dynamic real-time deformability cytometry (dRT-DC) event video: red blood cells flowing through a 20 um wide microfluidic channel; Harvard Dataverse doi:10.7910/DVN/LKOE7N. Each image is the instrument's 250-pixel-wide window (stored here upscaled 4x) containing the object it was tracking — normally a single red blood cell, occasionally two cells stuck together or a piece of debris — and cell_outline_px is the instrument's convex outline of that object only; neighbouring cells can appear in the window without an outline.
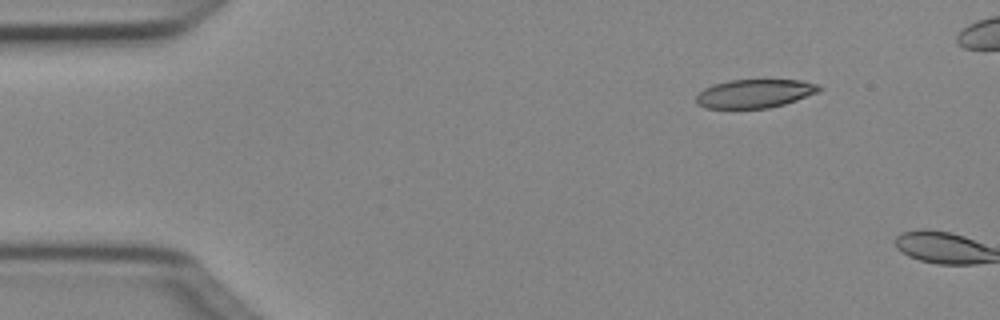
{"species": "Egyptian fruit bat (a non-hibernating species)", "species_latin": "Rousettus aegyptiacus", "temperature_condition": "cold", "stored_images_in_passage": 3, "camera_frame_rate_fps": 3000, "um_per_image_px": 0.085, "animal": {"sex": "female"}, "frame": {"image": 1, "passage_image": 2, "time_ms": 0.333, "image_size_px": [1000, 320], "cell_outline_px": [[820, 92], [784, 104], [768, 108], [704, 108], [696, 104], [696, 96], [704, 88], [728, 80], [800, 80], [820, 84]], "centroid_in_image_um": [64.16, 7.95], "position_along_channel_um": 20.8, "area_um2": 20.46}}